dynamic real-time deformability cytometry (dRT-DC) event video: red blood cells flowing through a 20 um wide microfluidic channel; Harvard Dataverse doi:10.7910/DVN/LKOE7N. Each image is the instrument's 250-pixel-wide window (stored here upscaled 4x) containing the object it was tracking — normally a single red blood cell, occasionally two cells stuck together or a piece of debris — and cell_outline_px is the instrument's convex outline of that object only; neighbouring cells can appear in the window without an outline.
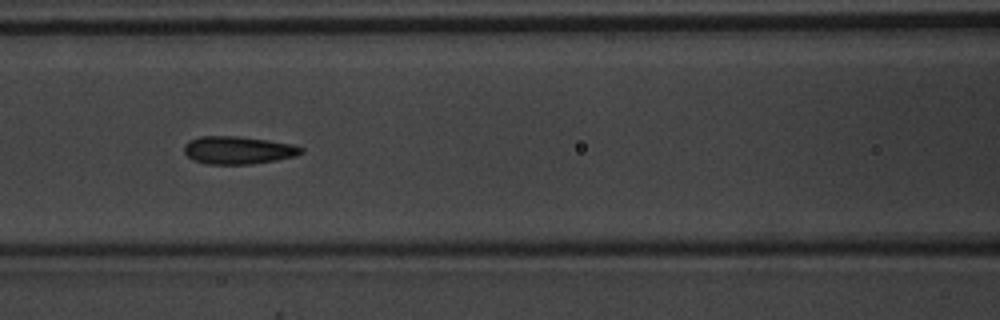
{"species": "common noctule bat (a hibernating species)", "species_latin": "Nyctalus noctula", "temperature_condition": "warm", "stored_images_in_passage": 7, "camera_frame_rate_fps": 3000, "um_per_image_px": 0.085, "animal": {"sex": "male", "body_mass_g": 20.1, "forearm_length_mm": 53.5}, "frame": {"image": 1, "passage_image": 5, "time_ms": 1.333, "image_size_px": [1000, 320], "cell_outline_px": [[304, 152], [296, 156], [276, 160], [252, 164], [208, 164], [192, 160], [184, 152], [184, 144], [188, 140], [200, 136], [236, 136], [268, 140], [292, 144], [304, 148]], "centroid_in_image_um": [20.23, 12.76], "position_along_channel_um": 146.4, "area_um2": 19.07}}
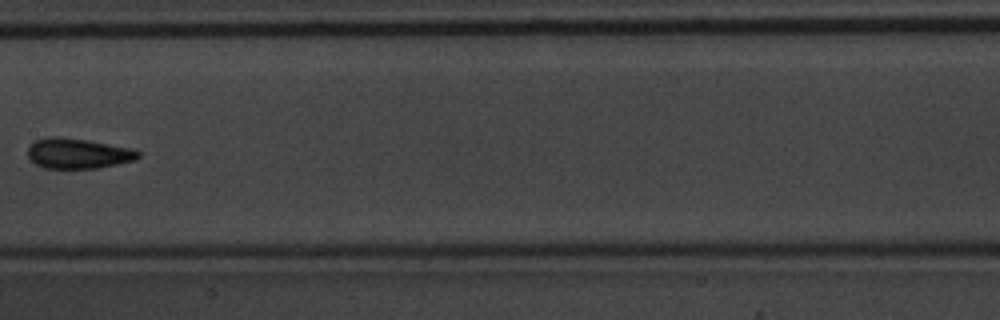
{"frame": {"image": 2, "passage_image": 6, "time_ms": 1.667, "image_size_px": [1000, 320], "cell_outline_px": [[140, 156], [136, 160], [96, 168], [44, 168], [36, 164], [28, 156], [28, 148], [36, 140], [48, 136], [56, 136], [84, 140], [132, 148], [140, 152]], "centroid_in_image_um": [6.63, 13.04], "position_along_channel_um": 200.8, "area_um2": 19.25}}
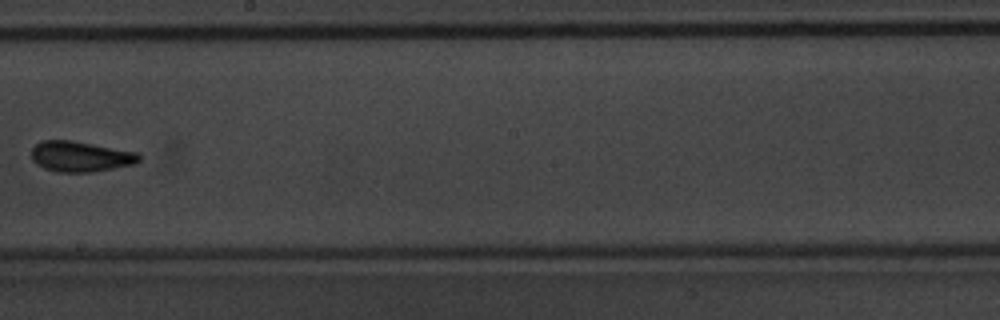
{"frame": {"image": 3, "passage_image": 7, "time_ms": 2.0, "image_size_px": [1000, 320], "cell_outline_px": [[140, 160], [136, 164], [92, 172], [56, 172], [44, 168], [36, 164], [32, 160], [32, 148], [36, 144], [44, 140], [72, 140], [140, 152]], "centroid_in_image_um": [6.87, 13.3], "position_along_channel_um": 241.3, "area_um2": 19.36}}